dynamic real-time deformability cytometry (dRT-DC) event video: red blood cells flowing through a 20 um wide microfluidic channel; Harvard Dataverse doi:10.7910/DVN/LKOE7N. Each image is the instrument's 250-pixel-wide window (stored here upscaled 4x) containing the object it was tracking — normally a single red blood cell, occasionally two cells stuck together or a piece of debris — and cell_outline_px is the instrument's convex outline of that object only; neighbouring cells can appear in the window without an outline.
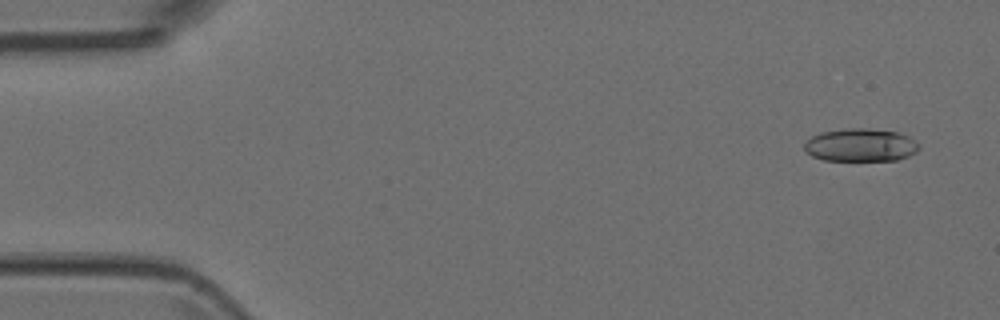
{"species": "Egyptian fruit bat (a non-hibernating species)", "species_latin": "Rousettus aegyptiacus", "temperature_condition": "room temperature", "stored_images_in_passage": 5, "camera_frame_rate_fps": 3000, "um_per_image_px": 0.085, "animal": {"sex": "female"}, "frame": {"image": 1, "passage_image": 1, "time_ms": 0.0, "image_size_px": [1000, 320], "cell_outline_px": [[920, 148], [916, 152], [908, 156], [896, 160], [824, 160], [812, 156], [804, 148], [804, 144], [812, 136], [820, 132], [848, 128], [868, 128], [900, 132], [908, 136], [920, 144]], "centroid_in_image_um": [73.18, 12.32], "position_along_channel_um": 11.8, "area_um2": 22.08}}
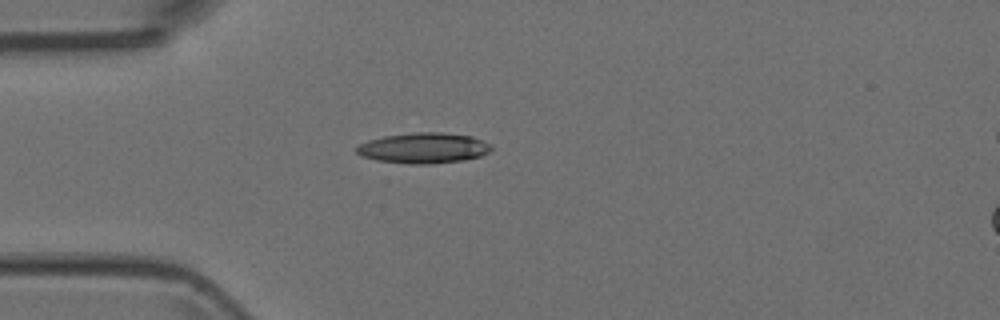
{"frame": {"image": 2, "passage_image": 4, "time_ms": 1.0, "image_size_px": [1000, 320], "cell_outline_px": [[492, 148], [488, 152], [480, 156], [464, 160], [428, 164], [408, 164], [376, 160], [360, 156], [356, 152], [356, 148], [360, 144], [368, 140], [384, 136], [416, 132], [440, 132], [472, 136], [492, 144]], "centroid_in_image_um": [36.0, 12.58], "position_along_channel_um": 49.0, "area_um2": 24.04}}